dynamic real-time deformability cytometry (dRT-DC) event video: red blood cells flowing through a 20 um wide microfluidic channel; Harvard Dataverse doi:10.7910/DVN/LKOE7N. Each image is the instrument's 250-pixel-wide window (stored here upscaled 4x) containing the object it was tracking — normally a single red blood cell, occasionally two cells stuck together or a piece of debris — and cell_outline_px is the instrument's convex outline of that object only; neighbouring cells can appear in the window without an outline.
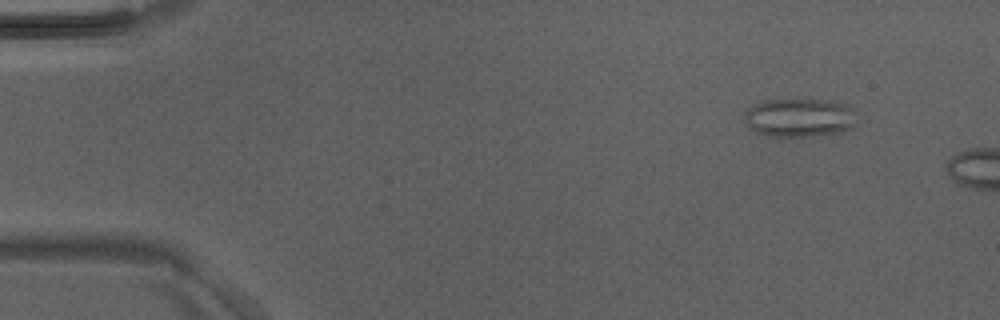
{"species": "Egyptian fruit bat (a non-hibernating species)", "species_latin": "Rousettus aegyptiacus", "temperature_condition": "room temperature", "stored_images_in_passage": 3, "camera_frame_rate_fps": 3000, "um_per_image_px": 0.085, "animal": {"sex": "male"}, "frame": {"image": 1, "passage_image": 1, "time_ms": 0.0, "image_size_px": [1000, 320], "cell_outline_px": [[856, 124], [852, 128], [844, 132], [812, 136], [768, 136], [756, 132], [748, 128], [744, 120], [744, 116], [756, 104], [768, 100], [828, 100], [852, 104]], "centroid_in_image_um": [68.03, 10.01], "position_along_channel_um": 17.0, "area_um2": 25.37}}